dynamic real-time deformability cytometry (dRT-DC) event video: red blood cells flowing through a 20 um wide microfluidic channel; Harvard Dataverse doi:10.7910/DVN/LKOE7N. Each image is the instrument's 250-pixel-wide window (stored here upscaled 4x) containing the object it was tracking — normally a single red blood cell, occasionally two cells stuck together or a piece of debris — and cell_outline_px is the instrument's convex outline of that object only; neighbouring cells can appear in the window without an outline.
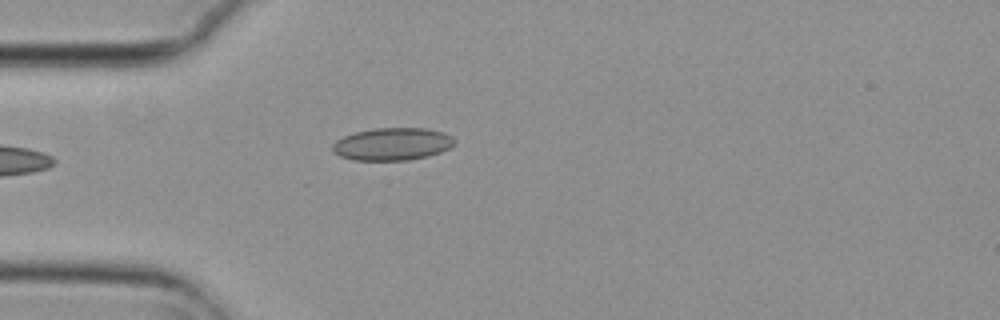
{"species": "common noctule bat (a hibernating species)", "species_latin": "Nyctalus noctula", "temperature_condition": "cold", "stored_images_in_passage": 4, "camera_frame_rate_fps": 3000, "um_per_image_px": 0.085, "animal": {"sex": "female", "body_mass_g": 29.2, "forearm_length_mm": 56.3}, "frame": {"image": 1, "passage_image": 4, "time_ms": 1.0, "image_size_px": [1000, 320], "cell_outline_px": [[456, 140], [448, 148], [440, 152], [428, 156], [408, 160], [352, 160], [340, 156], [332, 152], [332, 144], [336, 140], [344, 136], [356, 132], [376, 128], [424, 128], [444, 132], [452, 136]], "centroid_in_image_um": [33.33, 12.24], "position_along_channel_um": 51.7, "area_um2": 23.12}}